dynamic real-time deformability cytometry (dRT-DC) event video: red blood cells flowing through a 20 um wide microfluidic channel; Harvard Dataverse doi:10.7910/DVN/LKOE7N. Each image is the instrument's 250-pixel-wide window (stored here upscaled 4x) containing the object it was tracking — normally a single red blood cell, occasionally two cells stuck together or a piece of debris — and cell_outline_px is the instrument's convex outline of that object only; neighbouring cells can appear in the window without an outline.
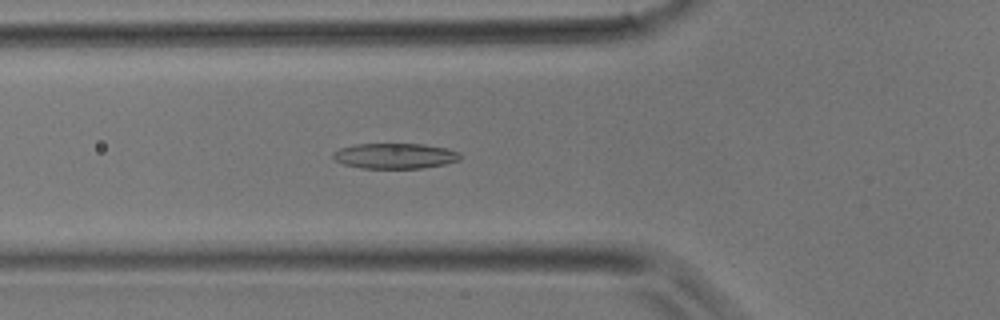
{"species": "common noctule bat (a hibernating species)", "species_latin": "Nyctalus noctula", "temperature_condition": "room temperature", "stored_images_in_passage": 41, "camera_frame_rate_fps": 3000, "um_per_image_px": 0.085, "animal": {"sex": "male", "body_mass_g": 17.9}, "frame": {"image": 1, "passage_image": 14, "time_ms": 4.333, "image_size_px": [1000, 320], "cell_outline_px": [[460, 160], [448, 164], [420, 168], [360, 168], [344, 164], [336, 160], [332, 156], [332, 152], [340, 148], [356, 144], [424, 144], [448, 148], [460, 152]], "centroid_in_image_um": [33.6, 13.25], "position_along_channel_um": 92.2, "area_um2": 18.96}}
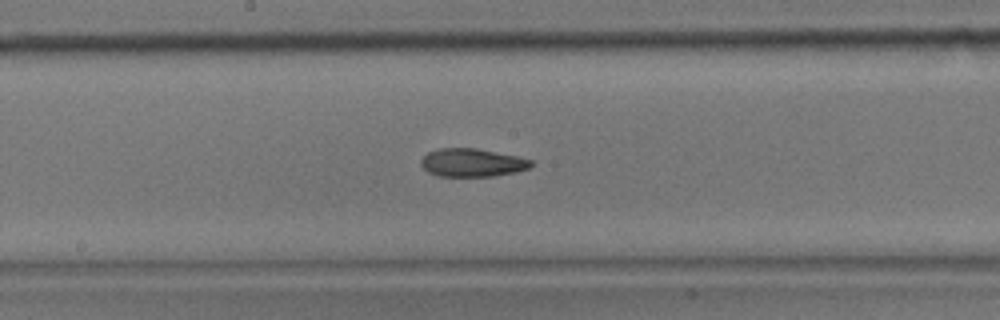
{"frame": {"image": 2, "passage_image": 21, "time_ms": 6.667, "image_size_px": [1000, 320], "cell_outline_px": [[532, 164], [528, 168], [516, 172], [492, 176], [440, 176], [428, 172], [420, 164], [420, 160], [428, 152], [440, 148], [476, 148], [516, 156], [532, 160]], "centroid_in_image_um": [40.11, 13.82], "position_along_channel_um": 208.1, "area_um2": 17.92}}
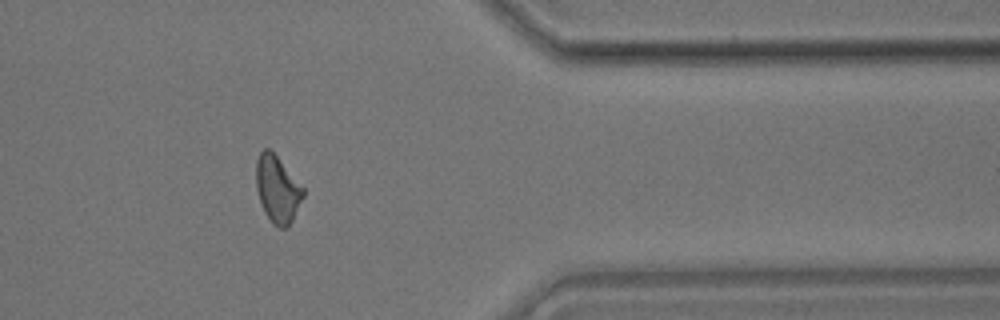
{"frame": {"image": 3, "passage_image": 33, "time_ms": 10.667, "image_size_px": [1000, 320], "cell_outline_px": [[304, 196], [288, 228], [280, 228], [272, 224], [264, 212], [256, 188], [256, 160], [260, 152], [264, 148], [268, 148], [276, 156], [304, 188]], "centroid_in_image_um": [23.57, 16.11], "position_along_channel_um": 387.8, "area_um2": 18.21}}